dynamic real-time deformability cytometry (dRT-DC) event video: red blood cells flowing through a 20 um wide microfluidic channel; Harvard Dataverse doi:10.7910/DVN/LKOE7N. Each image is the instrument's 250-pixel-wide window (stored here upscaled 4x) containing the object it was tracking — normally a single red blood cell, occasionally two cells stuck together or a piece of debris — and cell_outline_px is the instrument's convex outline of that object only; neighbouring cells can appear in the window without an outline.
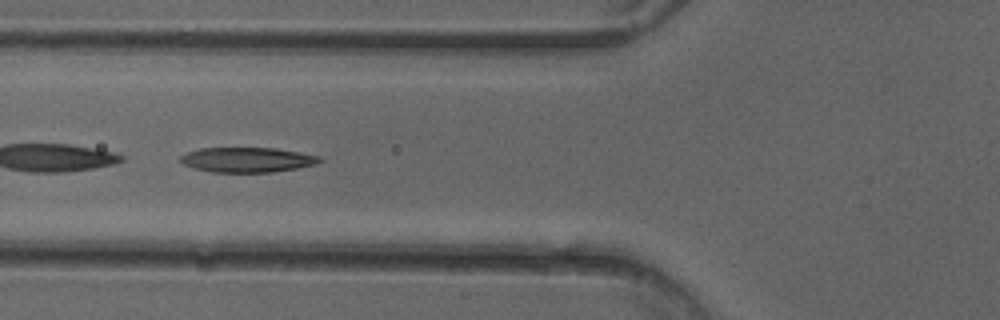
{"species": "common noctule bat (a hibernating species)", "species_latin": "Nyctalus noctula", "temperature_condition": "cold", "stored_images_in_passage": 36, "camera_frame_rate_fps": 3000, "um_per_image_px": 0.085, "animal": {"sex": "female"}, "frame": {"image": 1, "passage_image": 6, "time_ms": 1.667, "image_size_px": [1000, 320], "cell_outline_px": [[324, 160], [316, 164], [296, 168], [272, 172], [212, 172], [192, 168], [184, 164], [180, 160], [180, 156], [188, 152], [200, 148], [276, 148], [320, 156]], "centroid_in_image_um": [21.02, 13.58], "position_along_channel_um": 104.8, "area_um2": 20.17}, "authors_computed_cell_mechanics": {"area_um2": 20.6635, "velocity_mm_per_s": 4.0192, "shape_relaxation_time_tau1_ms": 7.3403, "shape_relaxation_time_tau2_ms": 4.3581, "deformation_change_tau1": 0.1987, "deformation_change_tau2": 0.1263}}